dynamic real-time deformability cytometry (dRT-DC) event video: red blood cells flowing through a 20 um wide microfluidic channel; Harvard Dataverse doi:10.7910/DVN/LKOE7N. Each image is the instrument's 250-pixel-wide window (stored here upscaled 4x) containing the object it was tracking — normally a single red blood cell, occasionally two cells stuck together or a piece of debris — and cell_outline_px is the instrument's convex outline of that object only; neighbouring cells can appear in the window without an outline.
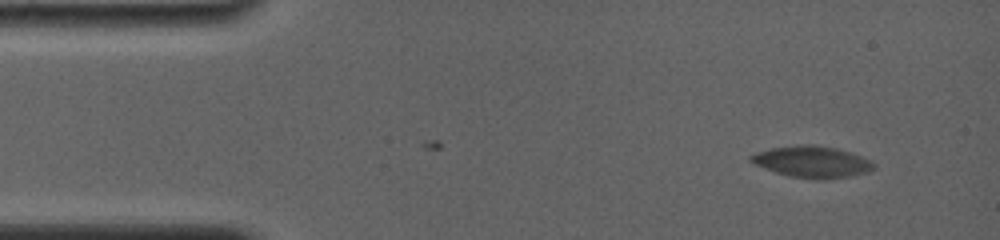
{"species": "common noctule bat (a hibernating species)", "species_latin": "Nyctalus noctula", "temperature_condition": "room temperature", "stored_images_in_passage": 31, "camera_frame_rate_fps": 4000, "um_per_image_px": 0.085, "animal": {"sex": "female", "body_mass_g": 19.0, "forearm_length_mm": 56.7}, "frame": {"image": 1, "passage_image": 1, "time_ms": 0.0, "image_size_px": [1000, 240], "cell_outline_px": [[876, 168], [868, 172], [852, 176], [824, 180], [816, 180], [792, 176], [776, 172], [756, 164], [748, 160], [748, 156], [756, 152], [772, 148], [804, 144], [816, 144], [836, 148], [852, 152], [872, 160], [876, 164]], "centroid_in_image_um": [69.1, 13.75], "position_along_channel_um": 15.9, "area_um2": 22.83}}
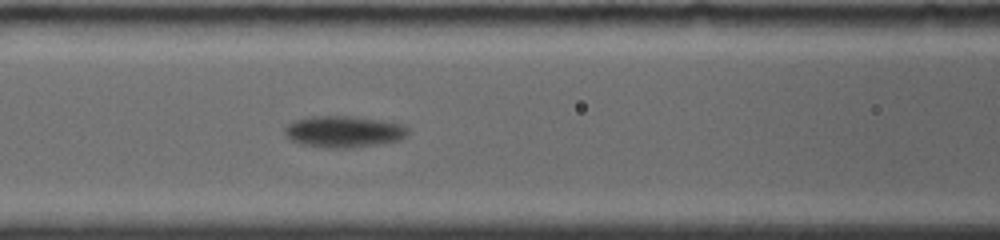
{"frame": {"image": 2, "passage_image": 18, "time_ms": 6.0, "image_size_px": [1000, 240], "cell_outline_px": [[408, 136], [400, 140], [376, 144], [344, 148], [328, 148], [300, 144], [284, 136], [284, 128], [288, 124], [296, 120], [308, 116], [352, 116], [380, 120], [404, 124], [408, 128]], "centroid_in_image_um": [29.21, 11.18], "position_along_channel_um": 137.4, "area_um2": 22.72}}
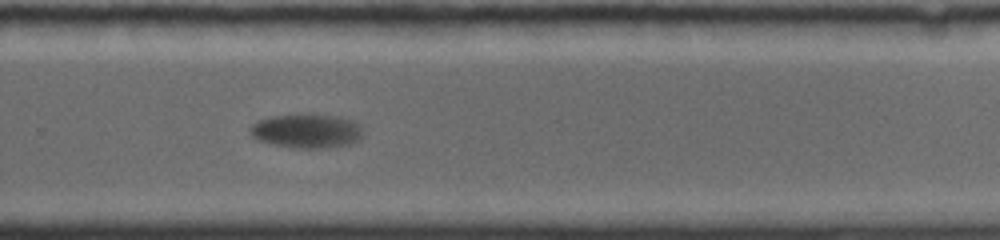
{"frame": {"image": 3, "passage_image": 31, "time_ms": 10.75, "image_size_px": [1000, 240], "cell_outline_px": [[364, 132], [356, 140], [348, 144], [320, 148], [296, 148], [272, 144], [256, 140], [252, 136], [248, 128], [252, 124], [260, 120], [272, 116], [300, 112], [344, 116], [360, 124]], "centroid_in_image_um": [26.05, 11.09], "position_along_channel_um": 303.7, "area_um2": 23.0}}